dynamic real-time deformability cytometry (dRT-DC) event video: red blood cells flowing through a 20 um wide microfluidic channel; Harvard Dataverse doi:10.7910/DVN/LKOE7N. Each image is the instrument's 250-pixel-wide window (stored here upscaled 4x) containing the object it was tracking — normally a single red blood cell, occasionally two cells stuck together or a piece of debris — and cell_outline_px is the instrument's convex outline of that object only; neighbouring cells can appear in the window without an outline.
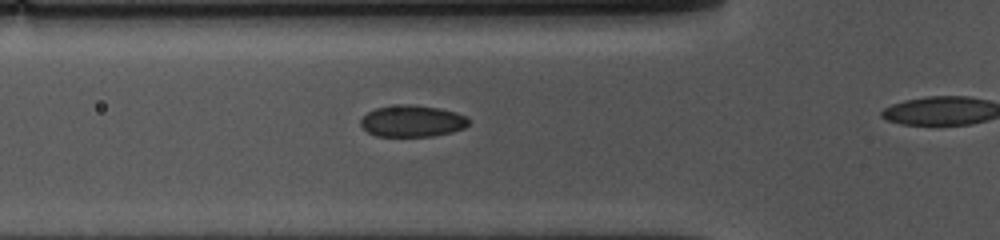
{"species": "common noctule bat (a hibernating species)", "species_latin": "Nyctalus noctula", "temperature_condition": "cold", "stored_images_in_passage": 18, "camera_frame_rate_fps": 3000, "um_per_image_px": 0.085, "animal": {"sex": "female", "body_mass_g": 10.0, "forearm_length_mm": 53.1}, "frame": {"image": 1, "passage_image": 13, "time_ms": 4.0, "image_size_px": [1000, 240], "cell_outline_px": [[468, 124], [464, 128], [452, 132], [432, 136], [376, 136], [368, 132], [360, 124], [360, 120], [368, 112], [376, 108], [404, 104], [408, 104], [440, 108], [456, 112], [468, 116]], "centroid_in_image_um": [35.06, 10.29], "position_along_channel_um": 90.7, "area_um2": 19.83}}
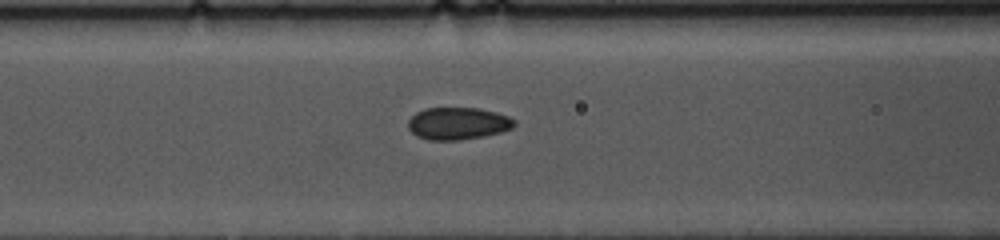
{"frame": {"image": 2, "passage_image": 16, "time_ms": 5.0, "image_size_px": [1000, 240], "cell_outline_px": [[516, 124], [512, 128], [500, 132], [484, 136], [460, 140], [428, 140], [416, 136], [408, 128], [408, 120], [416, 112], [424, 108], [476, 108], [496, 112], [508, 116], [516, 120]], "centroid_in_image_um": [38.91, 10.49], "position_along_channel_um": 127.7, "area_um2": 20.06}}